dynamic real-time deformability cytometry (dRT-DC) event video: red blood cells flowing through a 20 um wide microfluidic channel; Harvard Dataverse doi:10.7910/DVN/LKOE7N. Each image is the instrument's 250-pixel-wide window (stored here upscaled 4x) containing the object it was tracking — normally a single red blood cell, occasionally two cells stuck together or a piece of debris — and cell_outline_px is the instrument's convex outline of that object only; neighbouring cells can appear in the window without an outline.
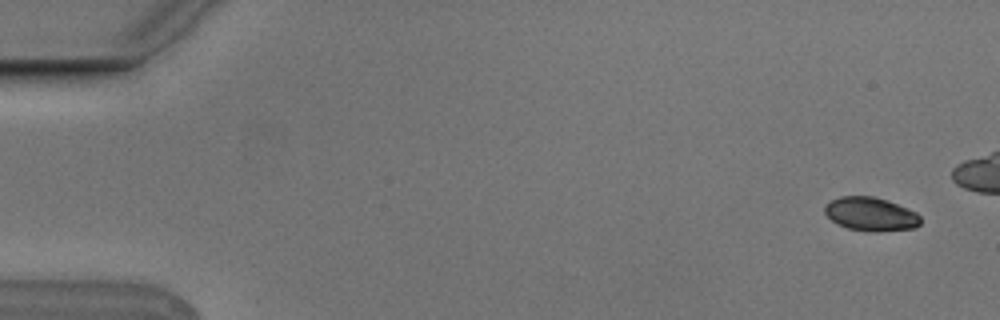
{"species": "Egyptian fruit bat (a non-hibernating species)", "species_latin": "Rousettus aegyptiacus", "temperature_condition": "cold", "stored_images_in_passage": 6, "camera_frame_rate_fps": 3000, "um_per_image_px": 0.085, "animal": {"sex": "male"}, "frame": {"image": 1, "passage_image": 1, "time_ms": 0.0, "image_size_px": [1000, 320], "cell_outline_px": [[920, 224], [916, 228], [876, 232], [848, 228], [832, 220], [824, 212], [824, 204], [840, 196], [872, 196], [888, 200], [908, 208], [916, 212], [920, 216]], "centroid_in_image_um": [74.03, 18.19], "position_along_channel_um": 11.0, "area_um2": 18.79}}